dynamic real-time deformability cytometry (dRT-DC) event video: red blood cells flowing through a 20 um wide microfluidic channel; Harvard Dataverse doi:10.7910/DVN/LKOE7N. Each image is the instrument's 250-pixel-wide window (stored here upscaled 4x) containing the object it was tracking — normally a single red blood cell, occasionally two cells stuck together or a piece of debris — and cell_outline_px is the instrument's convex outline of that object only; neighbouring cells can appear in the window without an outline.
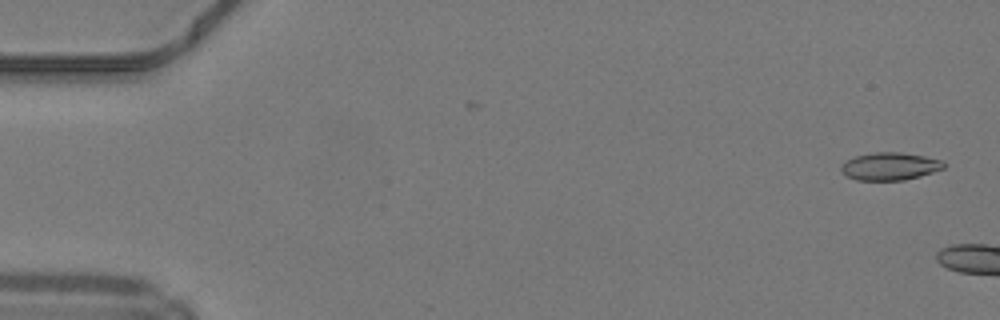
{"species": "common noctule bat (a hibernating species)", "species_latin": "Nyctalus noctula", "temperature_condition": "warm", "stored_images_in_passage": 6, "camera_frame_rate_fps": 3000, "um_per_image_px": 0.085, "animal": {"sex": "male", "body_mass_g": 19.2, "forearm_length_mm": 51.8}, "frame": {"image": 1, "passage_image": 1, "time_ms": 0.0, "image_size_px": [1000, 320], "cell_outline_px": [[944, 168], [920, 176], [904, 180], [856, 180], [840, 172], [840, 164], [856, 156], [876, 152], [900, 152], [924, 156], [944, 160]], "centroid_in_image_um": [75.63, 14.13], "position_along_channel_um": 9.4, "area_um2": 16.53}}